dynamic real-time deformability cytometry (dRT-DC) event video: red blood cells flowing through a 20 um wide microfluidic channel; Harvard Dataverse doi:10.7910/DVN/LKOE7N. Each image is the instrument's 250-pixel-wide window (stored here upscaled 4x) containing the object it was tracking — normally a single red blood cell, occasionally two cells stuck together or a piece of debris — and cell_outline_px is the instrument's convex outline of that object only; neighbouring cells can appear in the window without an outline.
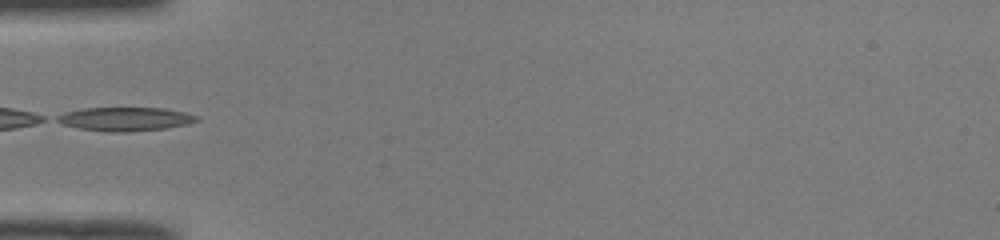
{"species": "common noctule bat (a hibernating species)", "species_latin": "Nyctalus noctula", "temperature_condition": "room temperature", "stored_images_in_passage": 33, "camera_frame_rate_fps": 3000, "um_per_image_px": 0.085, "animal": {"sex": "male", "body_mass_g": 19.0, "forearm_length_mm": 50.8}, "frame": {"image": 1, "passage_image": 1, "time_ms": 0.0, "image_size_px": [1000, 240], "cell_outline_px": [[200, 120], [188, 124], [164, 128], [128, 132], [104, 132], [80, 128], [64, 124], [56, 120], [56, 116], [64, 112], [84, 108], [164, 108], [184, 112], [200, 116]], "centroid_in_image_um": [10.67, 10.12], "position_along_channel_um": 74.3, "area_um2": 19.31}}
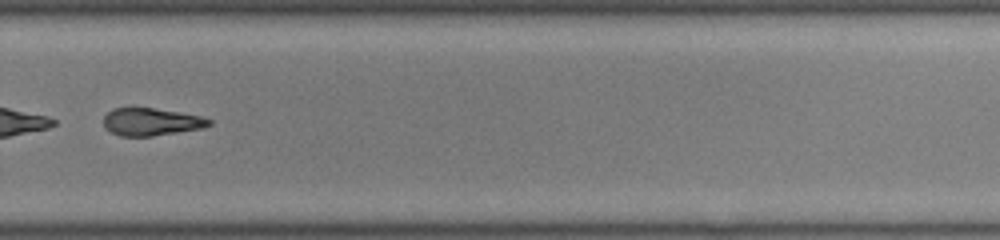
{"frame": {"image": 2, "passage_image": 19, "time_ms": 6.0, "image_size_px": [1000, 240], "cell_outline_px": [[212, 124], [204, 128], [152, 136], [120, 136], [104, 128], [104, 116], [112, 108], [152, 108], [180, 112], [200, 116], [212, 120]], "centroid_in_image_um": [12.86, 10.36], "position_along_channel_um": 316.9, "area_um2": 16.94}}